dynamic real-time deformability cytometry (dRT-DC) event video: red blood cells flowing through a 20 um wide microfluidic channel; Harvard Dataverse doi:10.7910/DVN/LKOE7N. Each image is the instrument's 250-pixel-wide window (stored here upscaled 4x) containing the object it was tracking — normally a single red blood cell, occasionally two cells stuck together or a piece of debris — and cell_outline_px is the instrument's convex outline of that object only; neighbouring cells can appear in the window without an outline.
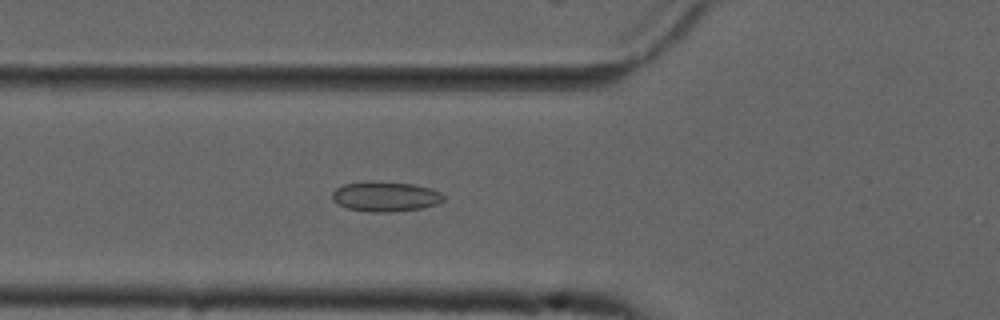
{"species": "common noctule bat (a hibernating species)", "species_latin": "Nyctalus noctula", "temperature_condition": "cold", "stored_images_in_passage": 23, "segment_of_instrument_passage": [1, 2], "camera_frame_rate_fps": 3000, "um_per_image_px": 0.085, "animal": {"sex": "male", "forearm_length_mm": 52.5}, "frame": {"image": 1, "passage_image": 9, "time_ms": 2.667, "image_size_px": [1000, 320], "cell_outline_px": [[444, 200], [440, 204], [420, 208], [388, 212], [368, 212], [348, 208], [332, 200], [332, 192], [336, 188], [344, 184], [412, 184], [428, 188], [440, 192], [444, 196]], "centroid_in_image_um": [32.79, 16.76], "position_along_channel_um": 93.0, "area_um2": 18.5}}
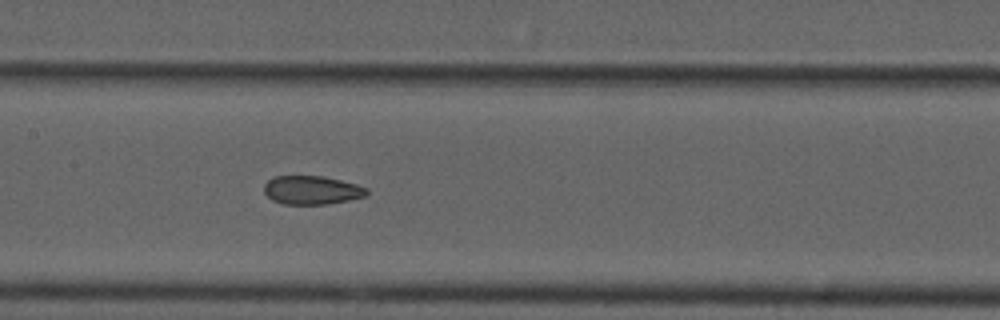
{"frame": {"image": 2, "passage_image": 16, "time_ms": 5.0, "image_size_px": [1000, 320], "cell_outline_px": [[368, 196], [348, 200], [324, 204], [284, 204], [272, 200], [264, 192], [264, 184], [268, 180], [276, 176], [324, 176], [356, 184], [368, 188]], "centroid_in_image_um": [26.51, 16.16], "position_along_channel_um": 180.9, "area_um2": 17.11}}
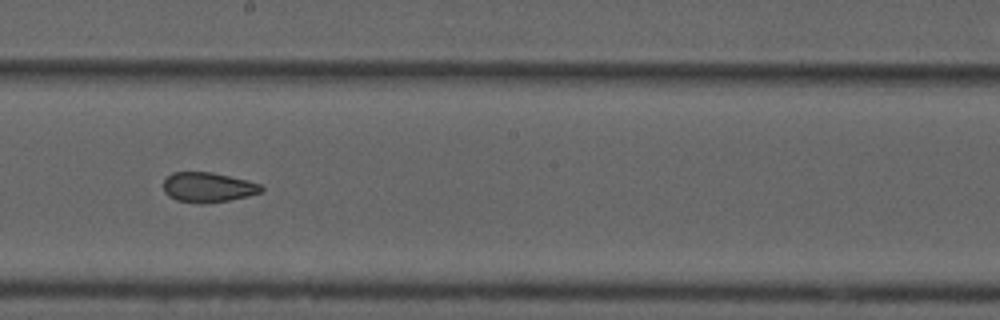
{"frame": {"image": 3, "passage_image": 20, "time_ms": 6.333, "image_size_px": [1000, 320], "cell_outline_px": [[264, 192], [248, 196], [228, 200], [204, 204], [200, 204], [176, 200], [168, 196], [164, 192], [164, 180], [172, 172], [212, 172], [248, 180], [260, 184], [264, 188]], "centroid_in_image_um": [17.69, 15.92], "position_along_channel_um": 230.5, "area_um2": 17.22}}